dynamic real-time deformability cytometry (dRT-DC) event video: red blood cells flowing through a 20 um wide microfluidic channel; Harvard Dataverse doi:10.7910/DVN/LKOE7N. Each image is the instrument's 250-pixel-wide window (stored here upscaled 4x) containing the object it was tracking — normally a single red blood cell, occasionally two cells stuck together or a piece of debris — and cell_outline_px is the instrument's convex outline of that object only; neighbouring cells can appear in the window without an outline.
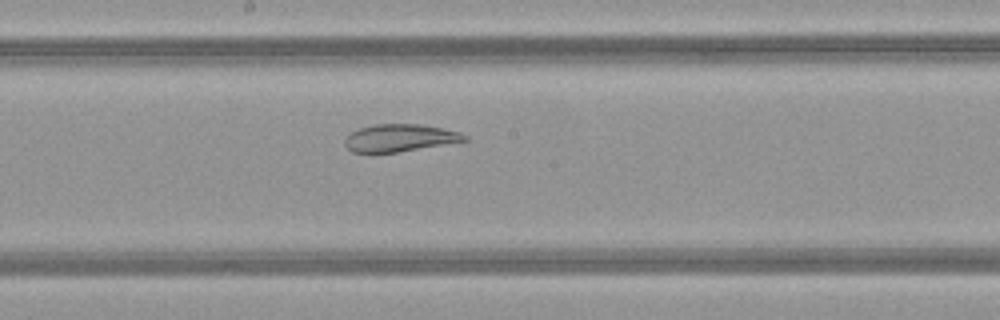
{"species": "common noctule bat (a hibernating species)", "species_latin": "Nyctalus noctula", "temperature_condition": "warm", "stored_images_in_passage": 50, "camera_frame_rate_fps": 3000, "um_per_image_px": 0.085, "animal": {"sex": "female", "body_mass_g": 21.9}, "frame": {"image": 1, "passage_image": 27, "time_ms": 8.667, "image_size_px": [1000, 320], "cell_outline_px": [[468, 140], [396, 152], [352, 152], [344, 144], [344, 136], [360, 128], [376, 124], [420, 124], [444, 128], [460, 132], [468, 136]], "centroid_in_image_um": [33.97, 11.71], "position_along_channel_um": 214.2, "area_um2": 18.96}}
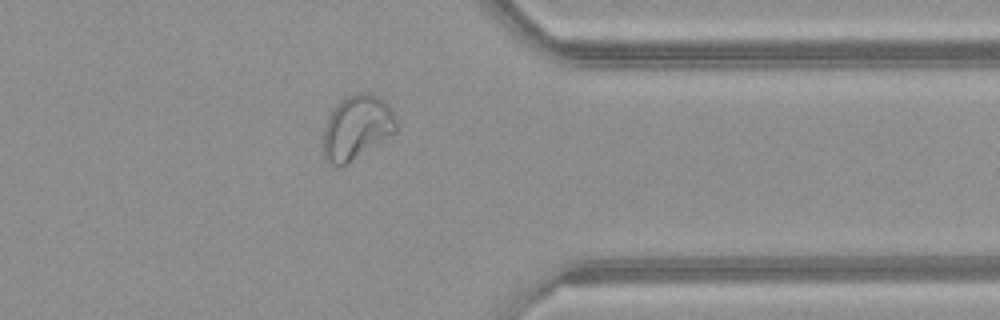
{"frame": {"image": 2, "passage_image": 40, "time_ms": 13.0, "image_size_px": [1000, 320], "cell_outline_px": [[396, 132], [348, 164], [340, 168], [336, 168], [328, 164], [324, 160], [324, 128], [336, 104], [340, 100], [356, 92], [368, 92], [384, 100], [388, 104], [396, 120]], "centroid_in_image_um": [30.31, 10.87], "position_along_channel_um": 381.1, "area_um2": 27.46}}
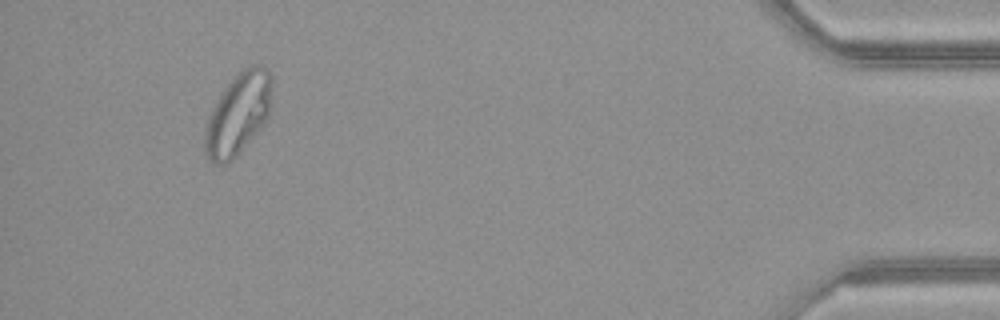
{"frame": {"image": 3, "passage_image": 47, "time_ms": 15.333, "image_size_px": [1000, 320], "cell_outline_px": [[272, 88], [268, 116], [240, 152], [228, 164], [212, 164], [204, 152], [204, 128], [208, 116], [212, 108], [224, 88], [232, 76], [244, 68], [252, 64], [260, 64], [268, 68], [272, 72]], "centroid_in_image_um": [20.22, 9.65], "position_along_channel_um": 415.0, "area_um2": 32.25}, "authors_computed_cell_mechanics": {"area_um2": 28.9289, "velocity_mm_per_s": 4.0796, "shape_relaxation_time_tau1_ms": null, "shape_relaxation_time_tau2_ms": 2.4858, "deformation_change_tau1": null, "deformation_change_tau2": 0.0543}}